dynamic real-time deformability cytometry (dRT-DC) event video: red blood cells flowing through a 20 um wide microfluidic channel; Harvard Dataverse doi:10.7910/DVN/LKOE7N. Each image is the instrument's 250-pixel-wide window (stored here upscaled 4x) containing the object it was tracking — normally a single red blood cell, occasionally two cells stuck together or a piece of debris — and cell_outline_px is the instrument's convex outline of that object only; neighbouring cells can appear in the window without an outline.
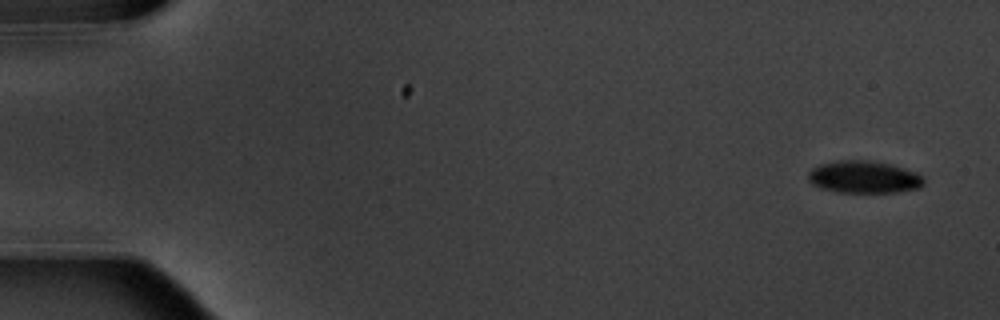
{"species": "common noctule bat (a hibernating species)", "species_latin": "Nyctalus noctula", "temperature_condition": "warm", "stored_images_in_passage": 10, "camera_frame_rate_fps": 3000, "um_per_image_px": 0.085, "animal": {"sex": "male", "body_mass_g": 20.1, "forearm_length_mm": 53.5}, "frame": {"image": 1, "passage_image": 1, "time_ms": 0.0, "image_size_px": [1000, 320], "cell_outline_px": [[924, 184], [920, 188], [896, 192], [836, 192], [820, 188], [812, 184], [808, 180], [808, 172], [812, 168], [820, 164], [840, 160], [864, 160], [888, 164], [904, 168], [916, 172], [924, 176]], "centroid_in_image_um": [73.43, 15.05], "position_along_channel_um": 11.6, "area_um2": 21.79}}
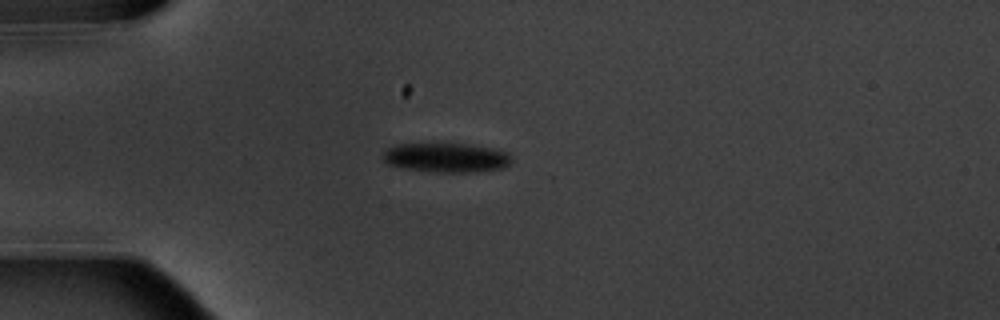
{"frame": {"image": 2, "passage_image": 4, "time_ms": 4.333, "image_size_px": [1000, 320], "cell_outline_px": [[512, 160], [504, 168], [468, 172], [440, 172], [404, 168], [388, 164], [380, 156], [388, 148], [396, 144], [468, 144], [492, 148], [508, 152]], "centroid_in_image_um": [37.92, 13.39], "position_along_channel_um": 47.1, "area_um2": 21.85}}